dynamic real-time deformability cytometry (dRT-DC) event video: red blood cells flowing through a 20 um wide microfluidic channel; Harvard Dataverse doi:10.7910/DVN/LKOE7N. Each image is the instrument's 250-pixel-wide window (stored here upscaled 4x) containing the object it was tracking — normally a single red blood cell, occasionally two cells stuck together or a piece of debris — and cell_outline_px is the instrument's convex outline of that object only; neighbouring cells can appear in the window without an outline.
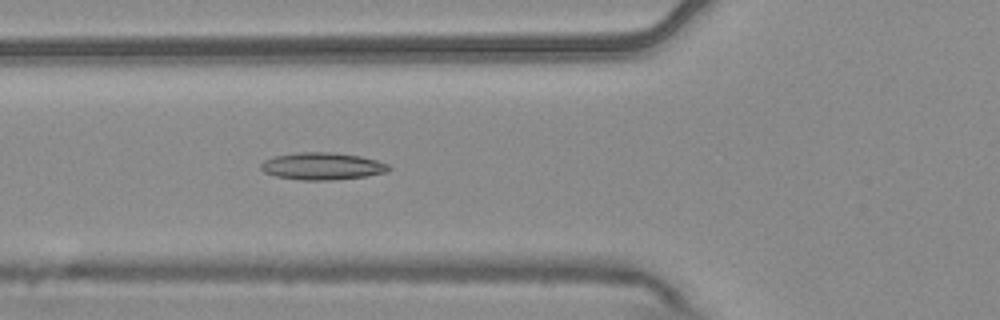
{"species": "common noctule bat (a hibernating species)", "species_latin": "Nyctalus noctula", "temperature_condition": "warm", "stored_images_in_passage": 5, "camera_frame_rate_fps": 3000, "um_per_image_px": 0.085, "animal": {"sex": "male", "body_mass_g": 20.4}, "frame": {"image": 1, "passage_image": 5, "time_ms": 1.333, "image_size_px": [1000, 320], "cell_outline_px": [[392, 168], [388, 172], [368, 176], [332, 180], [300, 180], [276, 176], [264, 172], [260, 168], [260, 164], [264, 160], [276, 156], [300, 152], [332, 152], [360, 156], [376, 160], [388, 164]], "centroid_in_image_um": [27.42, 14.13], "position_along_channel_um": 98.4, "area_um2": 20.35}}